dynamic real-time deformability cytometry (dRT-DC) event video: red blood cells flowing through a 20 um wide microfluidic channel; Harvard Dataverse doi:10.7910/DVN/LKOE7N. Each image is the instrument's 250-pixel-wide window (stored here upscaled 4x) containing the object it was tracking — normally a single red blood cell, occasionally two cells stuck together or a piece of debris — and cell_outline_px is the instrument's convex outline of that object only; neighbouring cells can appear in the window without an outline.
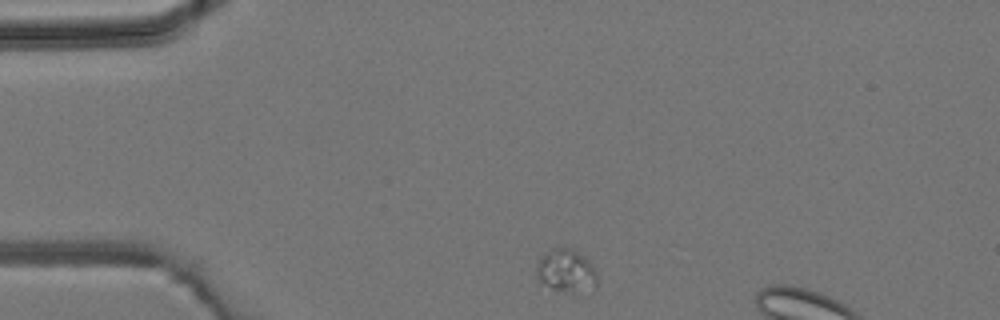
{"species": "common noctule bat (a hibernating species)", "species_latin": "Nyctalus noctula", "temperature_condition": "room temperature", "stored_images_in_passage": 3, "camera_frame_rate_fps": 3000, "um_per_image_px": 0.085, "animal": {"sex": "male", "body_mass_g": 19.2, "forearm_length_mm": 51.8}, "frame": {"image": 1, "passage_image": 1, "time_ms": 0.0, "image_size_px": [1000, 320], "cell_outline_px": [[596, 288], [552, 288], [540, 284], [536, 272], [536, 264], [544, 252], [552, 248], [572, 248], [584, 256], [592, 264], [596, 272]], "centroid_in_image_um": [48.07, 22.92], "position_along_channel_um": 36.9, "area_um2": 14.57}}